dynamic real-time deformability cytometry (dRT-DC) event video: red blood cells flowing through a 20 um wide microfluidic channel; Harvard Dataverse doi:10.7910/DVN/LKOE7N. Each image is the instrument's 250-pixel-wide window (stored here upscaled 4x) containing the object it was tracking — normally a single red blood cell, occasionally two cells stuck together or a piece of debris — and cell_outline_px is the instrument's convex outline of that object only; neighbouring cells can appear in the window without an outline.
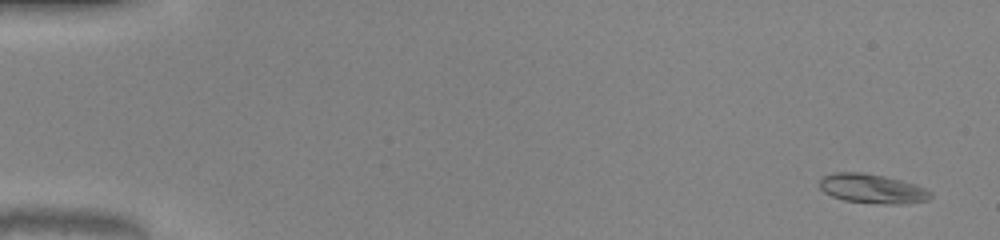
{"species": "common noctule bat (a hibernating species)", "species_latin": "Nyctalus noctula", "temperature_condition": "warm", "stored_images_in_passage": 52, "camera_frame_rate_fps": 3000, "um_per_image_px": 0.085, "animal": {"sex": "male", "body_mass_g": 20.0, "forearm_length_mm": 53.3}, "frame": {"image": 1, "passage_image": 3, "time_ms": 0.667, "image_size_px": [1000, 240], "cell_outline_px": [[932, 196], [928, 200], [908, 204], [884, 204], [844, 200], [832, 196], [824, 192], [820, 188], [820, 180], [824, 176], [832, 172], [860, 172], [884, 176], [916, 184], [932, 192]], "centroid_in_image_um": [74.16, 16.04], "position_along_channel_um": 10.8, "area_um2": 19.02}}
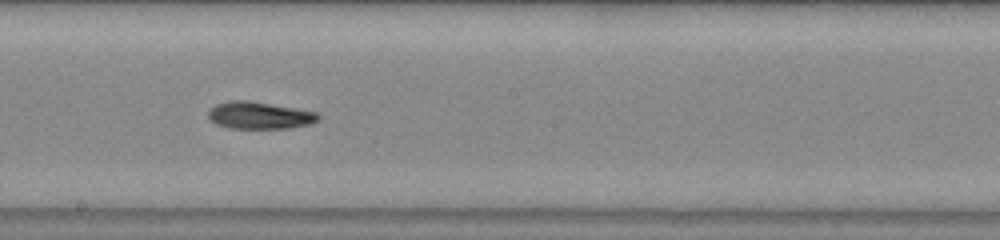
{"frame": {"image": 2, "passage_image": 30, "time_ms": 9.667, "image_size_px": [1000, 240], "cell_outline_px": [[320, 120], [312, 124], [288, 128], [228, 128], [216, 124], [208, 116], [208, 112], [216, 104], [232, 100], [248, 100], [316, 112], [320, 116]], "centroid_in_image_um": [22.07, 9.81], "position_along_channel_um": 226.1, "area_um2": 17.28}}
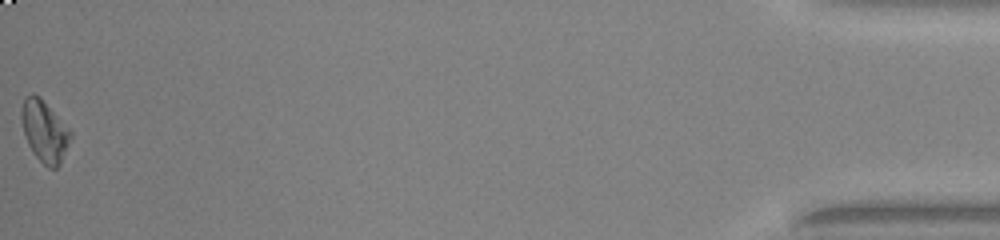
{"frame": {"image": 3, "passage_image": 52, "time_ms": 17.0, "image_size_px": [1000, 240], "cell_outline_px": [[72, 136], [60, 164], [56, 168], [48, 168], [36, 156], [28, 144], [24, 132], [20, 116], [20, 112], [24, 96], [32, 92], [40, 96], [72, 132]], "centroid_in_image_um": [3.77, 11.11], "position_along_channel_um": 431.4, "area_um2": 17.57}}